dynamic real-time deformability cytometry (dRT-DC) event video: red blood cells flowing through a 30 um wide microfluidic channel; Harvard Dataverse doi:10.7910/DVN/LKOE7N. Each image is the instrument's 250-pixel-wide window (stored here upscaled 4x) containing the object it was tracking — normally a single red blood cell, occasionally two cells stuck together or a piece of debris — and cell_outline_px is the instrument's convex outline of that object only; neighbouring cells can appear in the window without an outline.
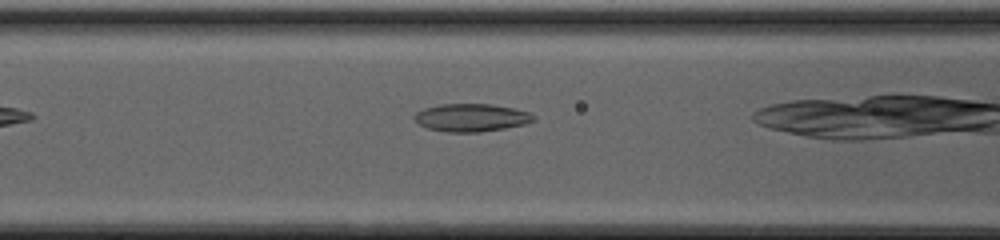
{"species": "common noctule bat (a hibernating species)", "species_latin": "Nyctalus noctula", "temperature_condition": "cold", "stored_images_in_passage": 12, "camera_frame_rate_fps": 3000, "um_per_image_px": 0.085, "animal": {"sex": "female", "body_mass_g": 20.0, "forearm_length_mm": 54.0}, "frame": {"image": 1, "passage_image": 6, "time_ms": 1.667, "image_size_px": [1000, 240], "cell_outline_px": [[536, 120], [524, 124], [504, 128], [480, 132], [448, 132], [428, 128], [420, 124], [412, 116], [416, 112], [424, 108], [440, 104], [492, 104], [512, 108], [528, 112], [536, 116]], "centroid_in_image_um": [40.06, 9.99], "position_along_channel_um": 126.5, "area_um2": 19.25}}
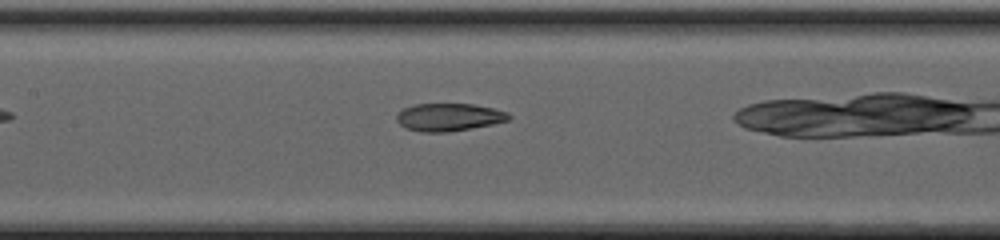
{"frame": {"image": 2, "passage_image": 9, "time_ms": 2.667, "image_size_px": [1000, 240], "cell_outline_px": [[512, 116], [508, 120], [492, 124], [472, 128], [448, 132], [424, 132], [408, 128], [400, 124], [396, 120], [396, 112], [404, 108], [416, 104], [472, 104], [492, 108], [508, 112]], "centroid_in_image_um": [38.15, 9.95], "position_along_channel_um": 169.2, "area_um2": 18.03}}